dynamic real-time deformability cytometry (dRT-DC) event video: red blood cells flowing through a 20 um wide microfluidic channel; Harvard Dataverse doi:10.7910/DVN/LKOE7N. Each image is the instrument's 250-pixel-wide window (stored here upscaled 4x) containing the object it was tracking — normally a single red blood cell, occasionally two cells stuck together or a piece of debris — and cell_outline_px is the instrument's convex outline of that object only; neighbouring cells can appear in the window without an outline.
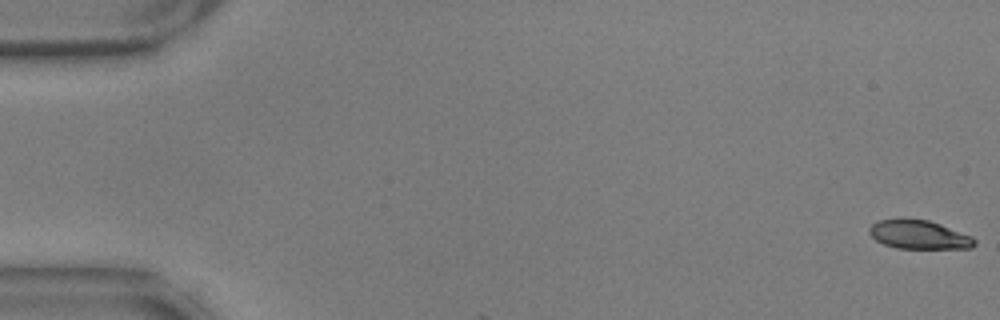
{"species": "common noctule bat (a hibernating species)", "species_latin": "Nyctalus noctula", "temperature_condition": "warm", "stored_images_in_passage": 5, "camera_frame_rate_fps": 3000, "um_per_image_px": 0.085, "animal": {"sex": "male", "body_mass_g": 17.9, "forearm_length_mm": 54.2}, "frame": {"image": 1, "passage_image": 1, "time_ms": 0.0, "image_size_px": [1000, 320], "cell_outline_px": [[976, 244], [972, 248], [896, 248], [884, 244], [876, 240], [868, 232], [868, 228], [876, 220], [900, 216], [928, 220], [940, 224], [972, 236], [976, 240]], "centroid_in_image_um": [78.06, 19.91], "position_along_channel_um": 6.9, "area_um2": 18.09}}